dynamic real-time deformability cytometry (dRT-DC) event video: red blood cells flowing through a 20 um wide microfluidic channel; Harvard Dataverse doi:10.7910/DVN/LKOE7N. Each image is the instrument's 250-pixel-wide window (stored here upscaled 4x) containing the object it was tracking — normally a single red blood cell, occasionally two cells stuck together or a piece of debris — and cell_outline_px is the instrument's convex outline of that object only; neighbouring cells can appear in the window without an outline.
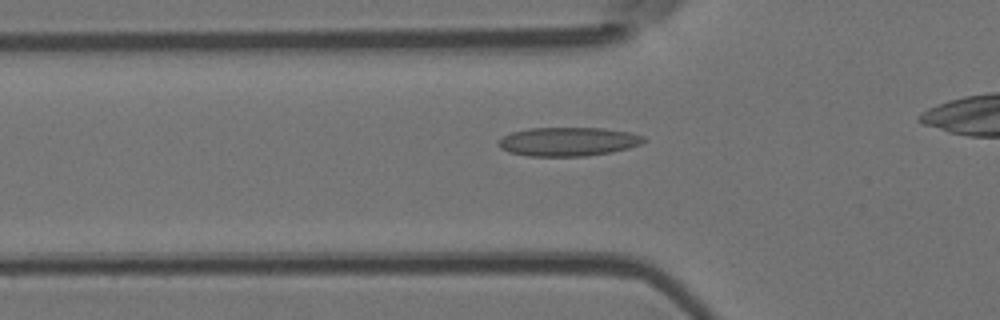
{"species": "Egyptian fruit bat (a non-hibernating species)", "species_latin": "Rousettus aegyptiacus", "temperature_condition": "room temperature", "stored_images_in_passage": 34, "camera_frame_rate_fps": 3000, "um_per_image_px": 0.085, "animal": {"sex": "female"}, "frame": {"image": 1, "passage_image": 8, "time_ms": 2.333, "image_size_px": [1000, 320], "cell_outline_px": [[648, 140], [640, 144], [628, 148], [612, 152], [588, 156], [528, 156], [508, 152], [500, 148], [496, 144], [504, 136], [512, 132], [528, 128], [604, 128], [632, 132], [644, 136]], "centroid_in_image_um": [48.32, 12.04], "position_along_channel_um": 77.5, "area_um2": 24.62}}
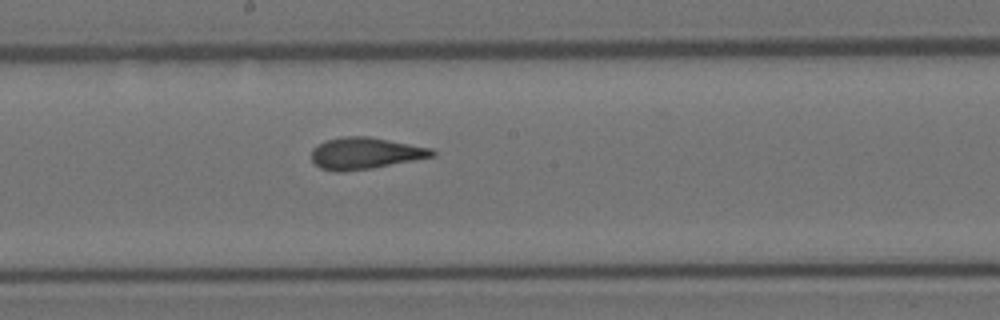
{"frame": {"image": 2, "passage_image": 19, "time_ms": 6.0, "image_size_px": [1000, 320], "cell_outline_px": [[436, 156], [372, 168], [340, 172], [336, 172], [320, 168], [312, 160], [312, 148], [324, 140], [340, 136], [368, 136], [432, 148], [436, 152]], "centroid_in_image_um": [31.03, 13.02], "position_along_channel_um": 217.2, "area_um2": 22.37}}
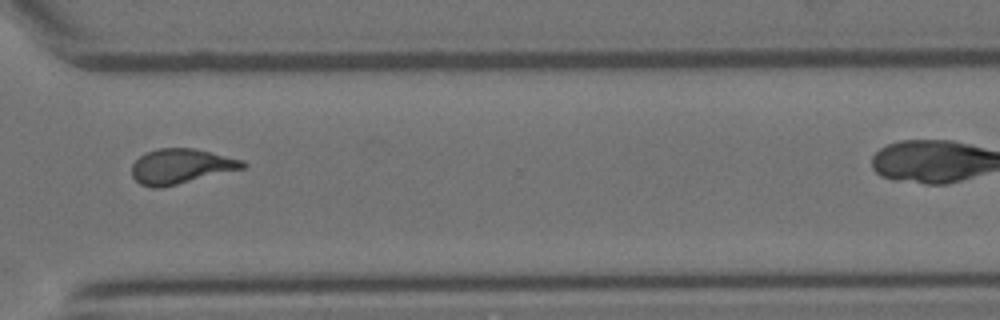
{"frame": {"image": 3, "passage_image": 30, "time_ms": 9.667, "image_size_px": [1000, 320], "cell_outline_px": [[248, 164], [244, 168], [160, 188], [152, 188], [140, 184], [132, 176], [132, 164], [140, 156], [156, 148], [192, 148], [244, 160]], "centroid_in_image_um": [15.36, 14.13], "position_along_channel_um": 355.2, "area_um2": 22.37}}